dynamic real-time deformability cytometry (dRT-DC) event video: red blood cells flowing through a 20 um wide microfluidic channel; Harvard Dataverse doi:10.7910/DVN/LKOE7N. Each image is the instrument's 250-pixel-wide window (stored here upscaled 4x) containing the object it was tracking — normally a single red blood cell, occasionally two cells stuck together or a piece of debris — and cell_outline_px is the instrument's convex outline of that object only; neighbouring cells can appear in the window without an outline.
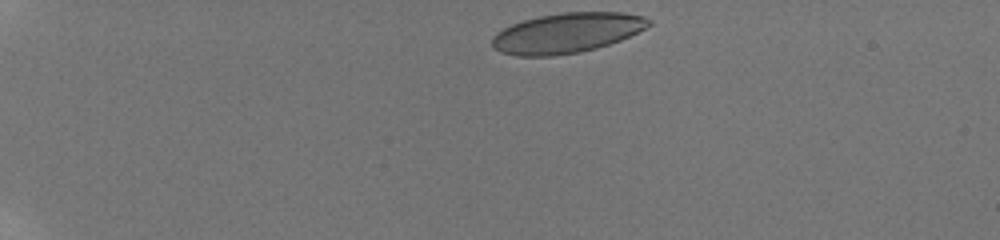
{"species": "human", "species_latin": "Homo sapiens", "temperature_condition": "room temperature", "stored_images_in_passage": 44, "camera_frame_rate_fps": 3000, "um_per_image_px": 0.085, "donor": {"sex": "male"}, "frame": {"image": 1, "passage_image": 1, "time_ms": 0.0, "image_size_px": [1000, 240], "cell_outline_px": [[652, 24], [620, 40], [596, 48], [580, 52], [552, 56], [516, 56], [500, 52], [492, 48], [492, 36], [496, 32], [512, 24], [524, 20], [540, 16], [564, 12], [624, 12], [644, 16], [652, 20]], "centroid_in_image_um": [48.16, 2.8], "position_along_channel_um": 36.8, "area_um2": 36.53}}
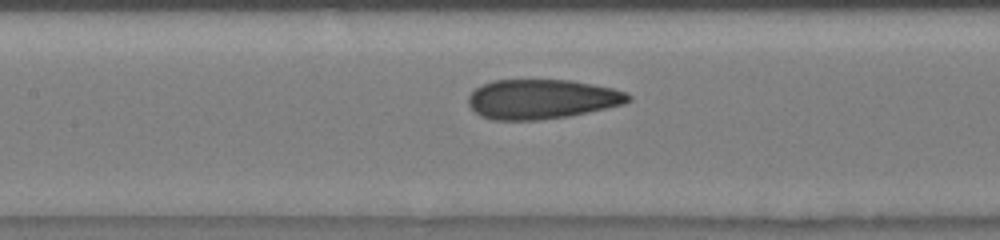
{"frame": {"image": 2, "passage_image": 18, "time_ms": 5.667, "image_size_px": [1000, 240], "cell_outline_px": [[632, 100], [624, 104], [588, 112], [568, 116], [540, 120], [492, 120], [480, 116], [468, 104], [468, 96], [476, 88], [492, 80], [572, 80], [612, 88], [624, 92], [632, 96]], "centroid_in_image_um": [46.05, 8.43], "position_along_channel_um": 161.4, "area_um2": 36.93}}
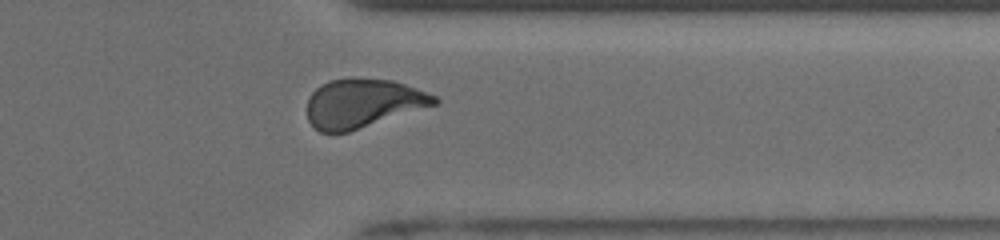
{"frame": {"image": 3, "passage_image": 35, "time_ms": 11.333, "image_size_px": [1000, 240], "cell_outline_px": [[440, 100], [436, 104], [348, 132], [320, 132], [308, 120], [308, 100], [312, 92], [320, 84], [328, 80], [352, 76], [392, 80], [404, 84], [436, 96]], "centroid_in_image_um": [30.81, 8.74], "position_along_channel_um": 380.6, "area_um2": 36.18}, "authors_computed_cell_mechanics": {"area_um2": 36.9053, "velocity_mm_per_s": 3.8728, "shape_relaxation_time_tau1_ms": 11.3051, "shape_relaxation_time_tau2_ms": 1.1552, "deformation_change_tau1": 0.2573, "deformation_change_tau2": 0.066}}